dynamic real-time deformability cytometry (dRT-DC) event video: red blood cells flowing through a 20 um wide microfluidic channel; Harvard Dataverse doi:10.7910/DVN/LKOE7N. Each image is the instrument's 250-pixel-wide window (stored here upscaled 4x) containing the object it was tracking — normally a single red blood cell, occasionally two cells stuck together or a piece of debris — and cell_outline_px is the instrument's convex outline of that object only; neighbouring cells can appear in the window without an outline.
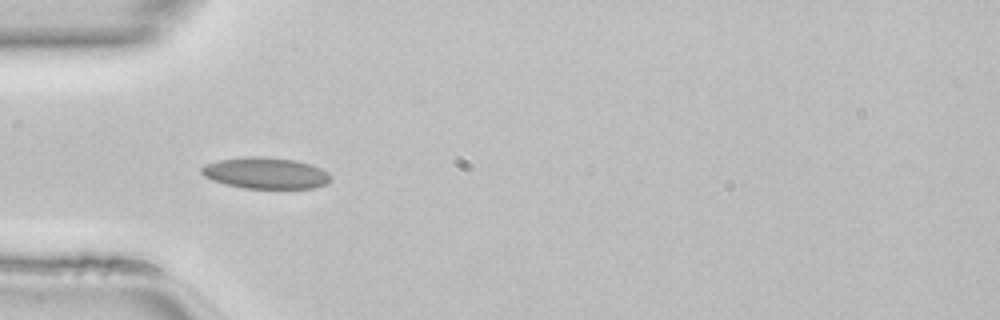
{"species": "common noctule bat (a hibernating species)", "species_latin": "Nyctalus noctula", "temperature_condition": "room temperature", "stored_images_in_passage": 47, "camera_frame_rate_fps": 3000, "um_per_image_px": 0.085, "animal": {"sex": "female", "body_mass_g": 22.7, "forearm_length_mm": 54.2}, "frame": {"image": 1, "passage_image": 14, "time_ms": 4.333, "image_size_px": [1000, 320], "cell_outline_px": [[332, 180], [328, 184], [312, 188], [244, 188], [224, 184], [212, 180], [204, 176], [200, 172], [200, 168], [208, 164], [220, 160], [244, 156], [264, 156], [296, 160], [312, 164], [328, 172], [332, 176]], "centroid_in_image_um": [22.62, 14.71], "position_along_channel_um": 62.4, "area_um2": 23.81}}